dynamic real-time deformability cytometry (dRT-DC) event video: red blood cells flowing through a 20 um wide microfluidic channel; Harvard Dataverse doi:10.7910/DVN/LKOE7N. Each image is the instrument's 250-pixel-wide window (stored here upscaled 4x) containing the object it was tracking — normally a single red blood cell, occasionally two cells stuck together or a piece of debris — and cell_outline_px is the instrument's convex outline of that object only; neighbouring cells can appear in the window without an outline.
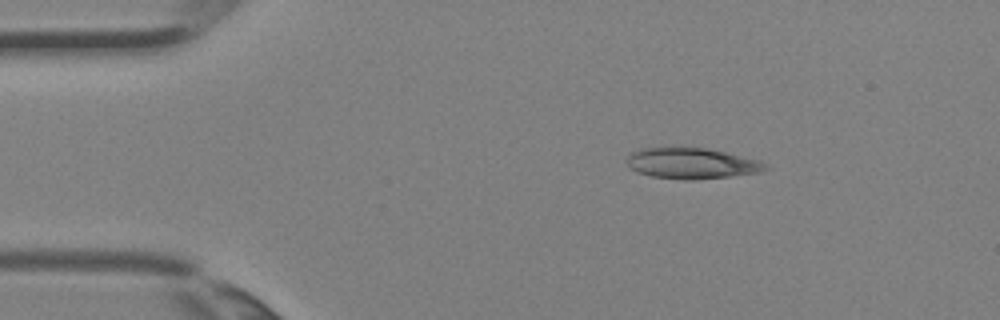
{"species": "Egyptian fruit bat (a non-hibernating species)", "species_latin": "Rousettus aegyptiacus", "temperature_condition": "room temperature", "stored_images_in_passage": 3, "camera_frame_rate_fps": 3000, "um_per_image_px": 0.085, "animal": {"sex": "female"}, "frame": {"image": 1, "passage_image": 2, "time_ms": 0.333, "image_size_px": [1000, 320], "cell_outline_px": [[772, 168], [760, 172], [696, 180], [684, 180], [652, 176], [636, 172], [628, 164], [628, 156], [632, 152], [640, 148], [704, 148], [724, 152], [760, 160], [768, 164]], "centroid_in_image_um": [58.84, 13.89], "position_along_channel_um": 26.2, "area_um2": 24.74}}
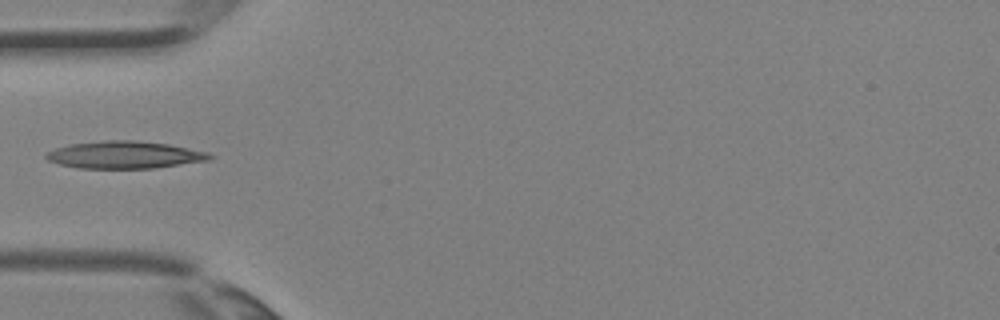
{"frame": {"image": 2, "passage_image": 3, "time_ms": 0.667, "image_size_px": [1000, 320], "cell_outline_px": [[216, 156], [208, 160], [152, 168], [80, 168], [60, 164], [48, 160], [44, 156], [44, 152], [68, 144], [104, 140], [136, 140], [168, 144], [208, 152]], "centroid_in_image_um": [10.56, 13.15], "position_along_channel_um": 74.4, "area_um2": 26.01}}